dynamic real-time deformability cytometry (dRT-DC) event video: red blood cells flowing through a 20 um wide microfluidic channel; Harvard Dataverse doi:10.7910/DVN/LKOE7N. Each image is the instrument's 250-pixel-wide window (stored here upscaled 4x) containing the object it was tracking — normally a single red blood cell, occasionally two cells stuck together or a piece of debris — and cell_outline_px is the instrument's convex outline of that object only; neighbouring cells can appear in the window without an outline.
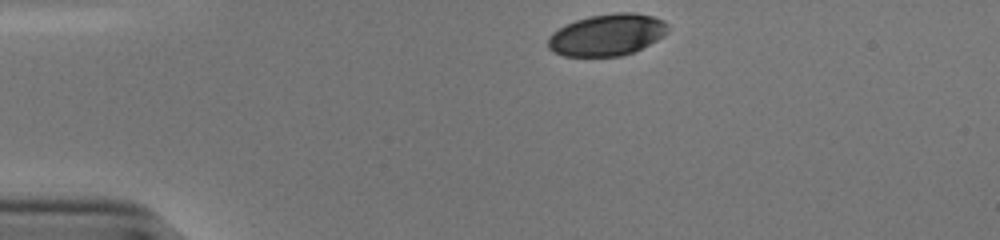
{"species": "human", "species_latin": "Homo sapiens", "temperature_condition": "cold", "stored_images_in_passage": 33, "camera_frame_rate_fps": 3000, "um_per_image_px": 0.085, "donor": {"sex": "male"}, "frame": {"image": 1, "passage_image": 1, "time_ms": 0.0, "image_size_px": [1000, 240], "cell_outline_px": [[668, 32], [664, 36], [632, 52], [620, 56], [564, 56], [552, 52], [548, 48], [548, 36], [552, 32], [576, 20], [588, 16], [616, 12], [632, 12], [652, 16], [664, 20], [668, 24]], "centroid_in_image_um": [51.59, 2.95], "position_along_channel_um": 33.4, "area_um2": 29.13}}
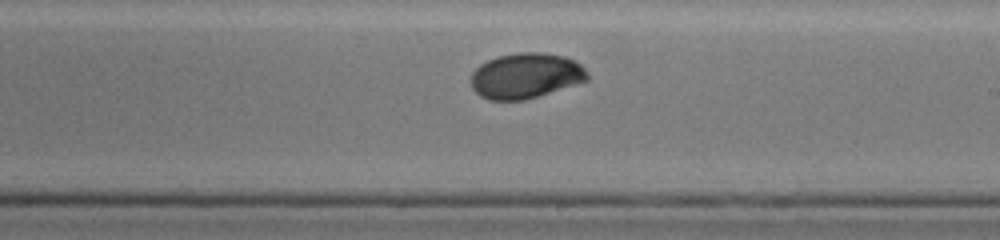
{"frame": {"image": 2, "passage_image": 22, "time_ms": 7.0, "image_size_px": [1000, 240], "cell_outline_px": [[588, 80], [524, 100], [488, 100], [480, 96], [472, 88], [472, 72], [480, 64], [496, 56], [520, 52], [544, 52], [564, 56], [576, 60], [588, 72]], "centroid_in_image_um": [44.68, 6.42], "position_along_channel_um": 244.3, "area_um2": 30.81}}
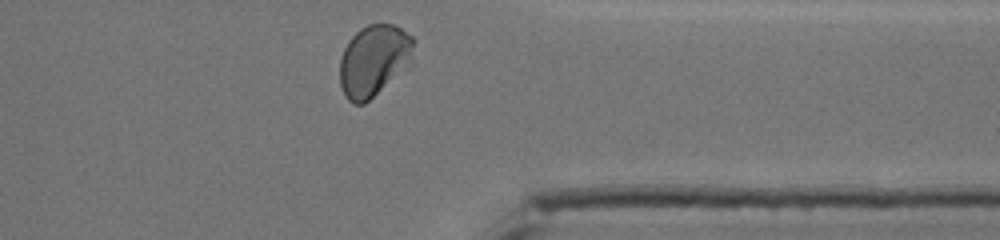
{"frame": {"image": 3, "passage_image": 33, "time_ms": 10.667, "image_size_px": [1000, 240], "cell_outline_px": [[412, 60], [408, 68], [364, 104], [352, 104], [344, 96], [340, 84], [340, 60], [344, 48], [348, 40], [360, 28], [368, 24], [392, 24], [400, 28], [412, 36]], "centroid_in_image_um": [31.76, 5.16], "position_along_channel_um": 379.6, "area_um2": 30.87}, "authors_computed_cell_mechanics": {"area_um2": 30.8074, "velocity_mm_per_s": 3.8174, "shape_relaxation_time_tau1_ms": 4.3307, "shape_relaxation_time_tau2_ms": 1.0004, "deformation_change_tau1": 0.1338, "deformation_change_tau2": 0.024}}